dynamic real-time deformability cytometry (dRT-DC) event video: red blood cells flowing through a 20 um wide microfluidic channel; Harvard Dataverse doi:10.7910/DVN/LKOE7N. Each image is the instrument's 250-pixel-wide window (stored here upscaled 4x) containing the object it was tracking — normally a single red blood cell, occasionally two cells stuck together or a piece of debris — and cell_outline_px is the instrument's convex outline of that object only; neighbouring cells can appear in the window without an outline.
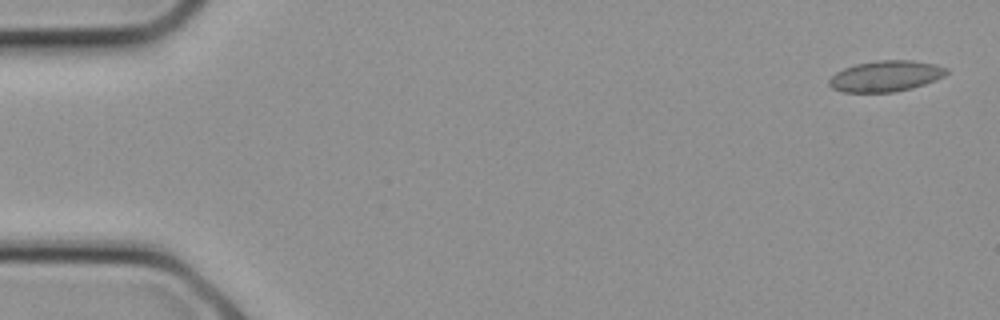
{"species": "common noctule bat (a hibernating species)", "species_latin": "Nyctalus noctula", "temperature_condition": "cold", "stored_images_in_passage": 9, "camera_frame_rate_fps": 3000, "um_per_image_px": 0.085, "animal": {"sex": "female", "body_mass_g": 21.9}, "frame": {"image": 1, "passage_image": 1, "time_ms": 0.0, "image_size_px": [1000, 320], "cell_outline_px": [[948, 72], [944, 76], [924, 84], [912, 88], [892, 92], [844, 92], [832, 88], [828, 84], [828, 80], [836, 72], [844, 68], [856, 64], [876, 60], [912, 60], [936, 64], [948, 68]], "centroid_in_image_um": [75.28, 6.46], "position_along_channel_um": 9.7, "area_um2": 21.15}}
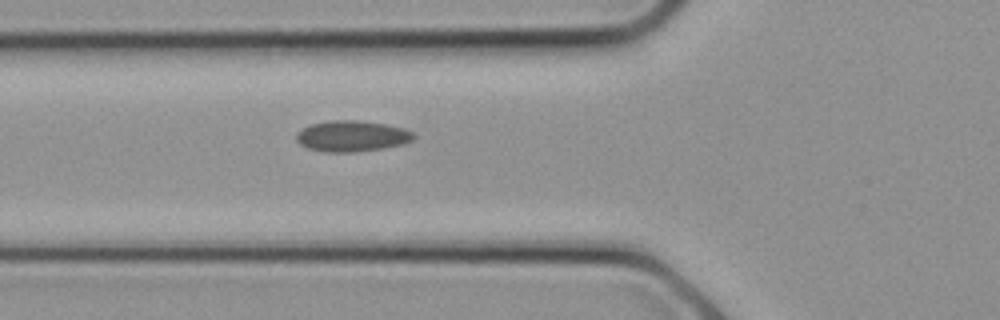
{"frame": {"image": 2, "passage_image": 9, "time_ms": 2.667, "image_size_px": [1000, 320], "cell_outline_px": [[416, 136], [412, 140], [404, 144], [384, 148], [356, 152], [324, 152], [308, 148], [300, 144], [296, 140], [296, 132], [312, 124], [328, 120], [360, 120], [384, 124], [404, 128], [412, 132]], "centroid_in_image_um": [29.91, 11.57], "position_along_channel_um": 95.9, "area_um2": 21.27}}